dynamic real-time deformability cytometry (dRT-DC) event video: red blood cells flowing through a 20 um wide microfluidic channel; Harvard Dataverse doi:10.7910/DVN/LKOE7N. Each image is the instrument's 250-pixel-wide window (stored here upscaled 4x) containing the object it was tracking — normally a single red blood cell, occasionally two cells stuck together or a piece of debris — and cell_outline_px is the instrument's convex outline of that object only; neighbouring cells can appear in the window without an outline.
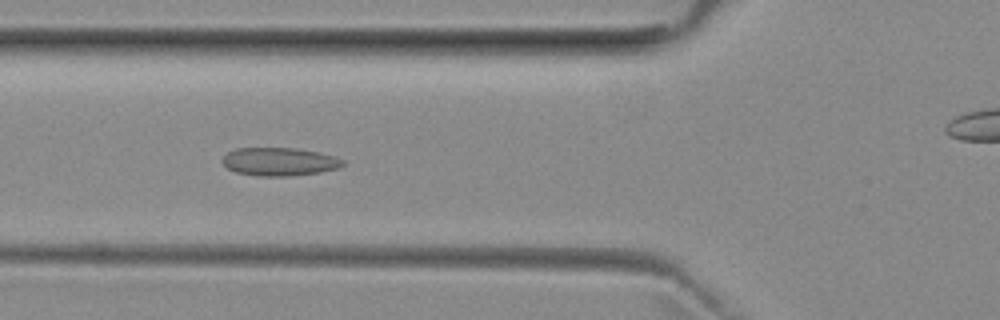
{"species": "common noctule bat (a hibernating species)", "species_latin": "Nyctalus noctula", "temperature_condition": "room temperature", "stored_images_in_passage": 30, "camera_frame_rate_fps": 3000, "um_per_image_px": 0.085, "animal": {"sex": "female", "body_mass_g": 29.2, "forearm_length_mm": 56.3}, "frame": {"image": 1, "passage_image": 10, "time_ms": 3.0, "image_size_px": [1000, 320], "cell_outline_px": [[344, 164], [340, 168], [320, 172], [288, 176], [260, 176], [236, 172], [228, 168], [220, 160], [228, 152], [236, 148], [296, 148], [320, 152], [344, 160]], "centroid_in_image_um": [23.75, 13.74], "position_along_channel_um": 102.0, "area_um2": 19.77}}
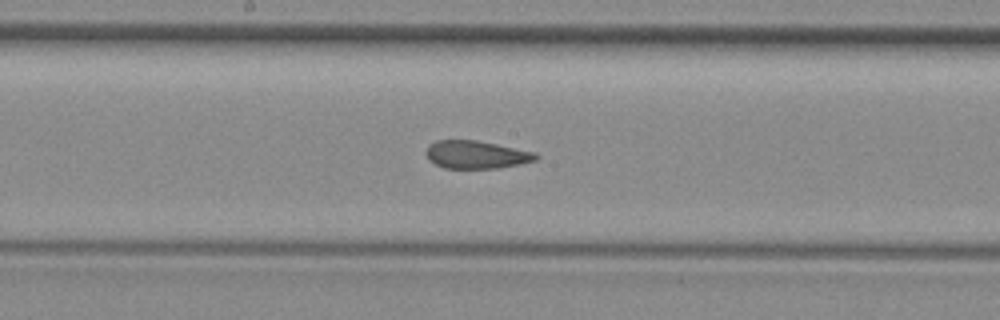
{"frame": {"image": 2, "passage_image": 18, "time_ms": 5.667, "image_size_px": [1000, 320], "cell_outline_px": [[540, 156], [536, 160], [520, 164], [496, 168], [444, 168], [428, 160], [424, 152], [428, 144], [436, 140], [476, 140], [536, 152]], "centroid_in_image_um": [40.45, 13.14], "position_along_channel_um": 207.7, "area_um2": 17.98}}
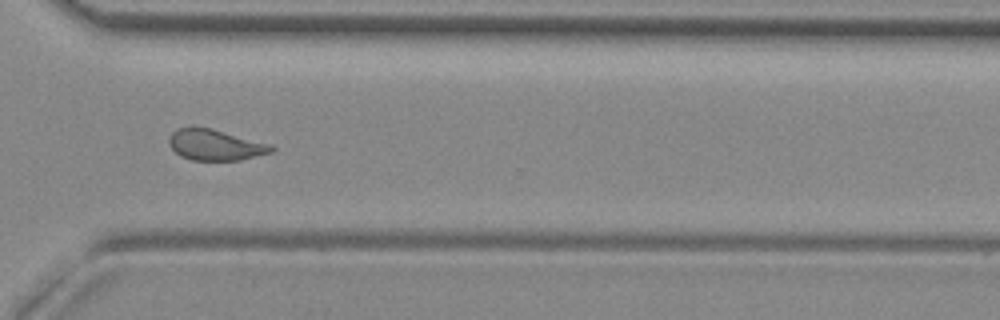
{"frame": {"image": 3, "passage_image": 29, "time_ms": 9.333, "image_size_px": [1000, 320], "cell_outline_px": [[276, 148], [272, 152], [240, 160], [192, 160], [180, 156], [168, 144], [168, 140], [172, 132], [176, 128], [192, 124], [212, 128], [272, 144]], "centroid_in_image_um": [18.27, 12.28], "position_along_channel_um": 352.3, "area_um2": 18.96}, "authors_computed_cell_mechanics": {"area_um2": 19.1029, "velocity_mm_per_s": 3.9519, "shape_relaxation_time_tau1_ms": null, "shape_relaxation_time_tau2_ms": 1.4361, "deformation_change_tau1": null, "deformation_change_tau2": 0.0766}}